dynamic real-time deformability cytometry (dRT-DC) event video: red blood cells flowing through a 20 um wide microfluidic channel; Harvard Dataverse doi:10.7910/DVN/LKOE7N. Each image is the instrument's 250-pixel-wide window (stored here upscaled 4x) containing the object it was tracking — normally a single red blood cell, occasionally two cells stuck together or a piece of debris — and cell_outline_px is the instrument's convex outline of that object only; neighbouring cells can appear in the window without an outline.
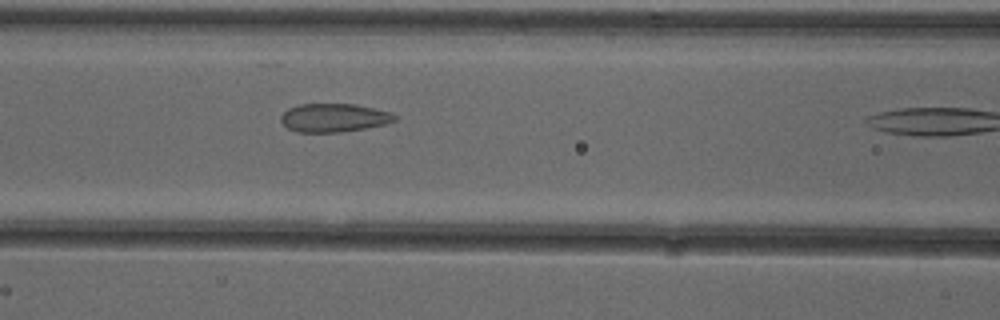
{"species": "common noctule bat (a hibernating species)", "species_latin": "Nyctalus noctula", "temperature_condition": "cold", "stored_images_in_passage": 9, "camera_frame_rate_fps": 3000, "um_per_image_px": 0.085, "animal": {"sex": "female"}, "frame": {"image": 1, "passage_image": 8, "time_ms": 2.333, "image_size_px": [1000, 320], "cell_outline_px": [[396, 120], [388, 124], [340, 132], [296, 132], [288, 128], [280, 120], [280, 116], [288, 108], [300, 104], [356, 104], [392, 112], [396, 116]], "centroid_in_image_um": [28.4, 10.0], "position_along_channel_um": 138.2, "area_um2": 18.96}}